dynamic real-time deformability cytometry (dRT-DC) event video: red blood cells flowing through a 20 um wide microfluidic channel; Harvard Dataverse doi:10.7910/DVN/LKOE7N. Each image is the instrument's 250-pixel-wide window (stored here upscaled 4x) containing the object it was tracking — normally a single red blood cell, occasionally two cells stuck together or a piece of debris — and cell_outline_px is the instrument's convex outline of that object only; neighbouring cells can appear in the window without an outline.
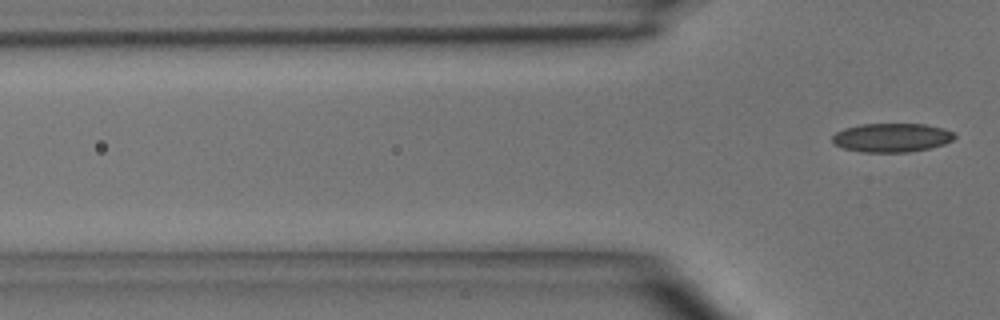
{"species": "common noctule bat (a hibernating species)", "species_latin": "Nyctalus noctula", "temperature_condition": "room temperature", "stored_images_in_passage": 2, "camera_frame_rate_fps": 3000, "um_per_image_px": 0.085, "animal": {"sex": "male", "body_mass_g": 15.6}, "frame": {"image": 1, "passage_image": 2, "time_ms": 1.333, "image_size_px": [1000, 320], "cell_outline_px": [[956, 136], [952, 140], [944, 144], [928, 148], [908, 152], [860, 152], [844, 148], [836, 144], [832, 140], [832, 136], [836, 132], [844, 128], [860, 124], [924, 124], [944, 128], [952, 132]], "centroid_in_image_um": [75.79, 11.69], "position_along_channel_um": 50.0, "area_um2": 20.46}}